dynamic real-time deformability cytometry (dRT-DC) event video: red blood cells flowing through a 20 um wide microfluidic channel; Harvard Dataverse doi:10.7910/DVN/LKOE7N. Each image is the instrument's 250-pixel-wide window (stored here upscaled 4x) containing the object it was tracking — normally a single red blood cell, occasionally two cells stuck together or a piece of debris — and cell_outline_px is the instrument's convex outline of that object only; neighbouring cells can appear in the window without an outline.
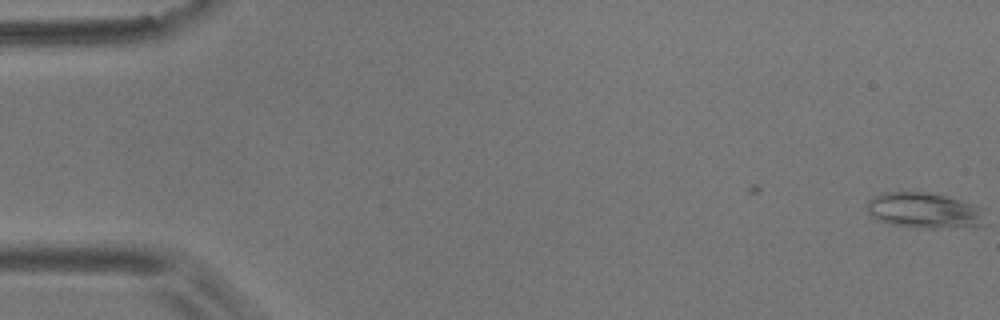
{"species": "common noctule bat (a hibernating species)", "species_latin": "Nyctalus noctula", "temperature_condition": "room temperature", "stored_images_in_passage": 2, "camera_frame_rate_fps": 3000, "um_per_image_px": 0.085, "animal": {"sex": "male", "body_mass_g": 17.9}, "frame": {"image": 1, "passage_image": 2, "time_ms": 1.0, "image_size_px": [1000, 320], "cell_outline_px": [[984, 224], [936, 228], [916, 228], [892, 224], [876, 220], [868, 212], [868, 200], [872, 196], [880, 192], [924, 192], [944, 196], [960, 200], [984, 208]], "centroid_in_image_um": [78.51, 17.88], "position_along_channel_um": 6.5, "area_um2": 24.39}}